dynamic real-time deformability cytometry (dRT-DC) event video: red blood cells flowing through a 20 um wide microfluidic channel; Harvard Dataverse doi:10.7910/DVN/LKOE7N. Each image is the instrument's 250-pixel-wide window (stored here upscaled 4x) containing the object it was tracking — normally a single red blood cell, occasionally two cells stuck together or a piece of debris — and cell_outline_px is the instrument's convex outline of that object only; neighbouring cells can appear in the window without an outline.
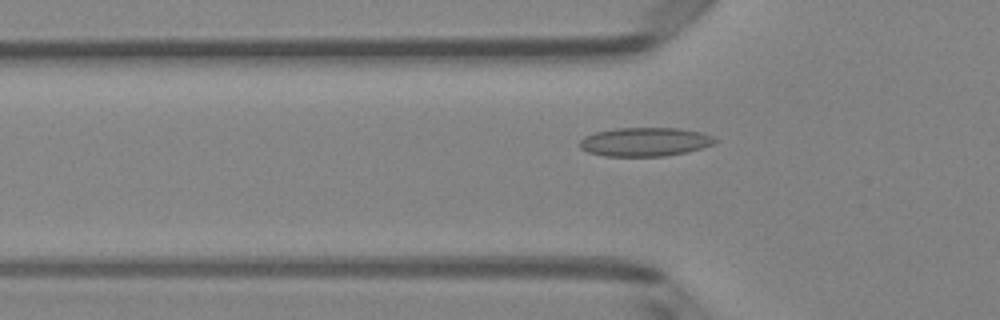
{"species": "Egyptian fruit bat (a non-hibernating species)", "species_latin": "Rousettus aegyptiacus", "temperature_condition": "room temperature", "stored_images_in_passage": 36, "camera_frame_rate_fps": 3000, "um_per_image_px": 0.085, "animal": {"sex": "female"}, "frame": {"image": 1, "passage_image": 3, "time_ms": 0.667, "image_size_px": [1000, 320], "cell_outline_px": [[716, 140], [712, 144], [700, 148], [684, 152], [664, 156], [604, 156], [588, 152], [580, 148], [580, 140], [584, 136], [596, 132], [616, 128], [680, 128], [700, 132], [712, 136]], "centroid_in_image_um": [54.77, 12.05], "position_along_channel_um": 71.0, "area_um2": 22.48}}
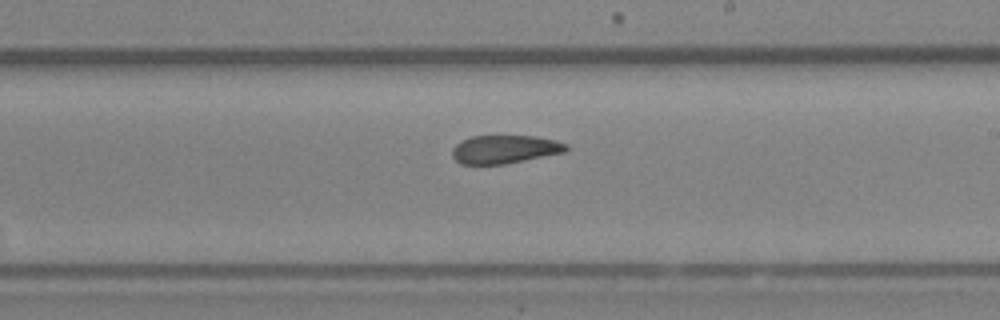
{"frame": {"image": 2, "passage_image": 16, "time_ms": 5.0, "image_size_px": [1000, 320], "cell_outline_px": [[568, 148], [564, 152], [504, 164], [460, 164], [452, 156], [452, 148], [460, 140], [472, 136], [536, 136], [556, 140], [568, 144]], "centroid_in_image_um": [42.88, 12.68], "position_along_channel_um": 246.1, "area_um2": 18.79}}
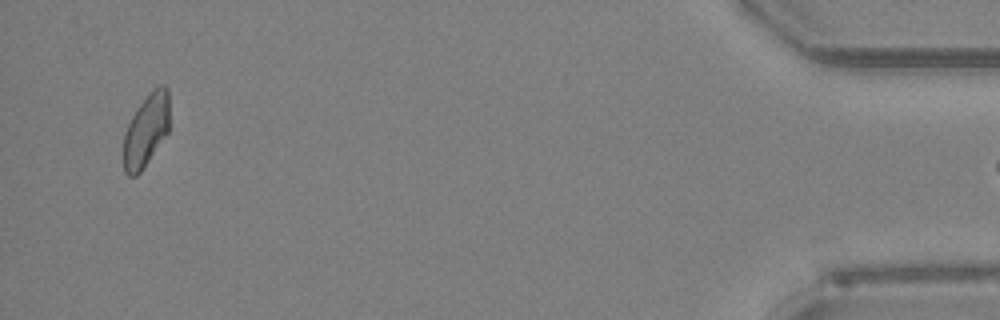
{"frame": {"image": 3, "passage_image": 35, "time_ms": 11.333, "image_size_px": [1000, 320], "cell_outline_px": [[168, 132], [144, 168], [136, 176], [128, 176], [124, 172], [124, 132], [132, 116], [148, 92], [152, 88], [160, 84], [164, 84], [168, 88]], "centroid_in_image_um": [12.42, 11.06], "position_along_channel_um": 422.8, "area_um2": 19.48}}